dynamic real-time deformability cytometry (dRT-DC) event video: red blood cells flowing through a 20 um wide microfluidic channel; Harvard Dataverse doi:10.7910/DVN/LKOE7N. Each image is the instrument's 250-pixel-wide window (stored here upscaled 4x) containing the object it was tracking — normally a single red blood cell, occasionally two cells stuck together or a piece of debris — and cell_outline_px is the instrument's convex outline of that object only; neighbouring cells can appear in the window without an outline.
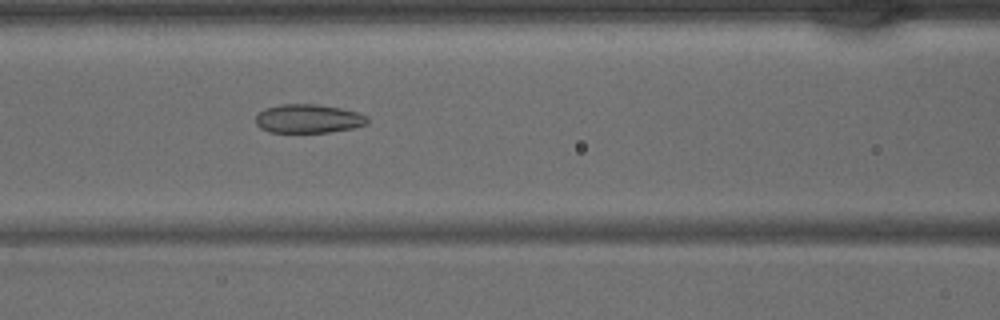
{"species": "common noctule bat (a hibernating species)", "species_latin": "Nyctalus noctula", "temperature_condition": "warm", "stored_images_in_passage": 42, "camera_frame_rate_fps": 3000, "um_per_image_px": 0.085, "animal": {"sex": "male", "body_mass_g": 15.6}, "frame": {"image": 1, "passage_image": 18, "time_ms": 5.667, "image_size_px": [1000, 320], "cell_outline_px": [[368, 124], [352, 128], [328, 132], [268, 132], [260, 128], [256, 124], [256, 116], [264, 108], [280, 104], [316, 104], [340, 108], [356, 112], [368, 116]], "centroid_in_image_um": [26.19, 10.08], "position_along_channel_um": 140.4, "area_um2": 18.73}}
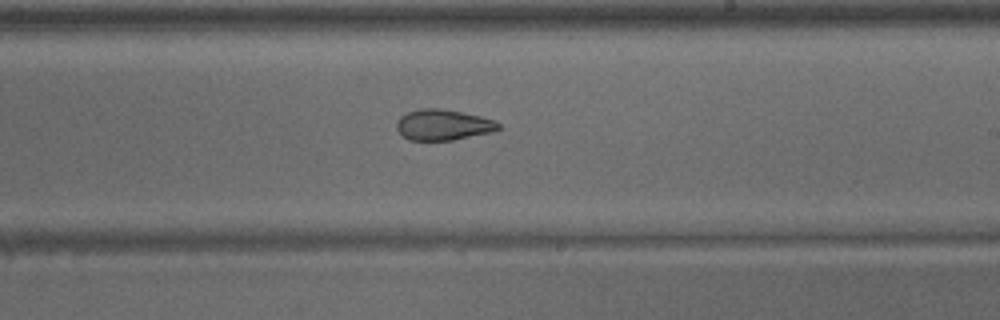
{"frame": {"image": 2, "passage_image": 25, "time_ms": 8.0, "image_size_px": [1000, 320], "cell_outline_px": [[500, 128], [492, 132], [452, 140], [408, 140], [396, 128], [396, 124], [400, 116], [408, 112], [420, 108], [440, 108], [480, 116], [496, 120], [500, 124]], "centroid_in_image_um": [37.67, 10.61], "position_along_channel_um": 251.3, "area_um2": 18.21}}
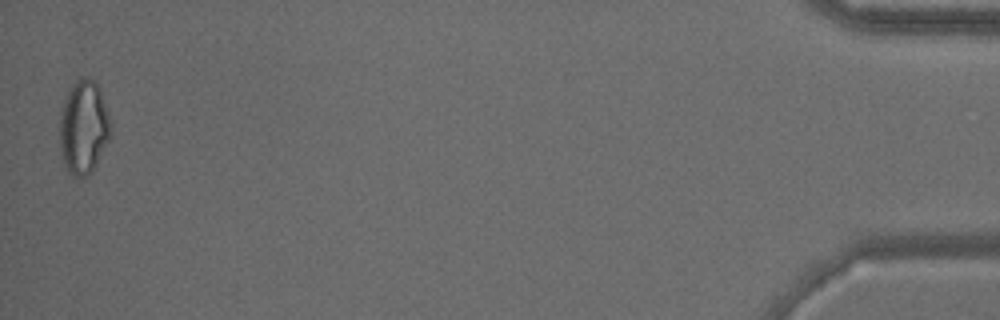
{"frame": {"image": 3, "passage_image": 42, "time_ms": 13.667, "image_size_px": [1000, 320], "cell_outline_px": [[112, 132], [92, 172], [80, 180], [72, 176], [68, 172], [64, 164], [60, 144], [60, 112], [68, 88], [72, 84], [84, 76], [88, 76], [100, 88], [112, 124]], "centroid_in_image_um": [7.11, 10.82], "position_along_channel_um": 428.1, "area_um2": 28.15}}